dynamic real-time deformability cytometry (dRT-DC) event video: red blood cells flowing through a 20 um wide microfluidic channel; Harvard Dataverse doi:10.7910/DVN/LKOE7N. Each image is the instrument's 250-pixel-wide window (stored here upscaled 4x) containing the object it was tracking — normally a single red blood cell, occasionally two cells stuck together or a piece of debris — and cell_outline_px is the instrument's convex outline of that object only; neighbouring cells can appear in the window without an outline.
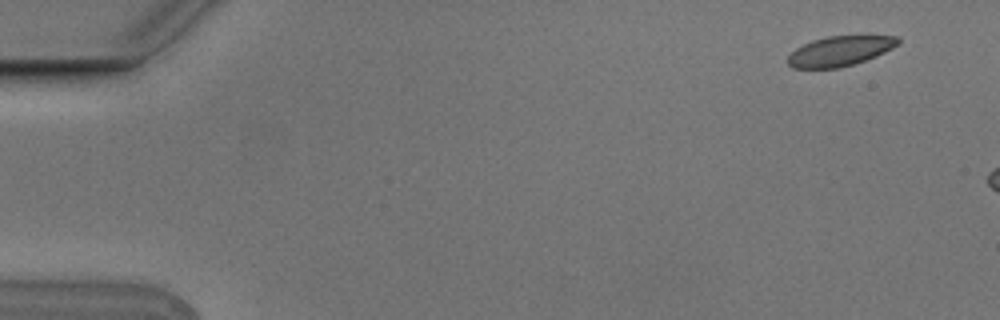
{"species": "Egyptian fruit bat (a non-hibernating species)", "species_latin": "Rousettus aegyptiacus", "temperature_condition": "cold", "stored_images_in_passage": 3, "camera_frame_rate_fps": 3000, "um_per_image_px": 0.085, "animal": {"sex": "male"}, "frame": {"image": 1, "passage_image": 1, "time_ms": 0.0, "image_size_px": [1000, 320], "cell_outline_px": [[900, 44], [876, 56], [840, 68], [792, 68], [788, 64], [788, 56], [796, 48], [812, 40], [828, 36], [900, 36]], "centroid_in_image_um": [71.4, 4.34], "position_along_channel_um": 13.6, "area_um2": 19.07}}